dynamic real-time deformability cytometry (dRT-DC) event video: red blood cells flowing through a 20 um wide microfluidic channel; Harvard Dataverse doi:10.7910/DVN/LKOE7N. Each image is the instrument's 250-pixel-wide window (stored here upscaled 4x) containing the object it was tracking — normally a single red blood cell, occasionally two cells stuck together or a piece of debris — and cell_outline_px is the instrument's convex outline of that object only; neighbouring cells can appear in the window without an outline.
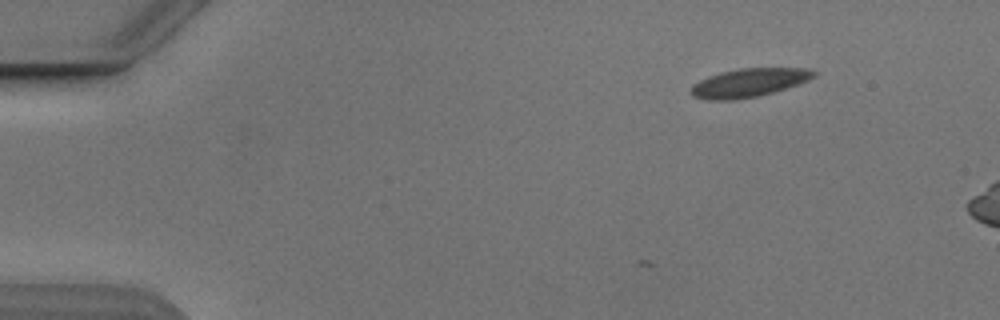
{"species": "Egyptian fruit bat (a non-hibernating species)", "species_latin": "Rousettus aegyptiacus", "temperature_condition": "cold", "stored_images_in_passage": 2, "camera_frame_rate_fps": 3000, "um_per_image_px": 0.085, "animal": {"sex": "male"}, "frame": {"image": 1, "passage_image": 2, "time_ms": 0.333, "image_size_px": [1000, 320], "cell_outline_px": [[816, 76], [808, 80], [760, 96], [732, 100], [704, 100], [692, 96], [688, 92], [692, 84], [708, 76], [720, 72], [740, 68], [808, 68], [816, 72]], "centroid_in_image_um": [63.58, 7.03], "position_along_channel_um": 21.4, "area_um2": 20.52}}